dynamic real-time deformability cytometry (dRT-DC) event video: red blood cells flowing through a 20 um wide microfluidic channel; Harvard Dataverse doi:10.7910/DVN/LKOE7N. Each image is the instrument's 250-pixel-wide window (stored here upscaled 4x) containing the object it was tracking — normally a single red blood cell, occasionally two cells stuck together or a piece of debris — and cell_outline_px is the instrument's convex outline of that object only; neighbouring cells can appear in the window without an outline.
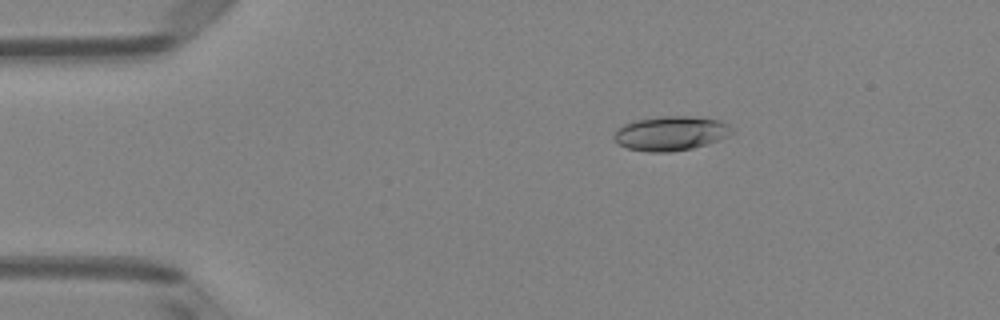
{"species": "Egyptian fruit bat (a non-hibernating species)", "species_latin": "Rousettus aegyptiacus", "temperature_condition": "room temperature", "stored_images_in_passage": 7, "camera_frame_rate_fps": 3000, "um_per_image_px": 0.085, "animal": {"sex": "female"}, "frame": {"image": 1, "passage_image": 3, "time_ms": 0.667, "image_size_px": [1000, 320], "cell_outline_px": [[736, 132], [720, 140], [708, 144], [692, 148], [672, 152], [648, 152], [628, 148], [620, 144], [612, 136], [616, 128], [624, 124], [636, 120], [660, 116], [688, 116], [720, 120], [728, 124]], "centroid_in_image_um": [57.04, 11.33], "position_along_channel_um": 28.0, "area_um2": 23.81}}
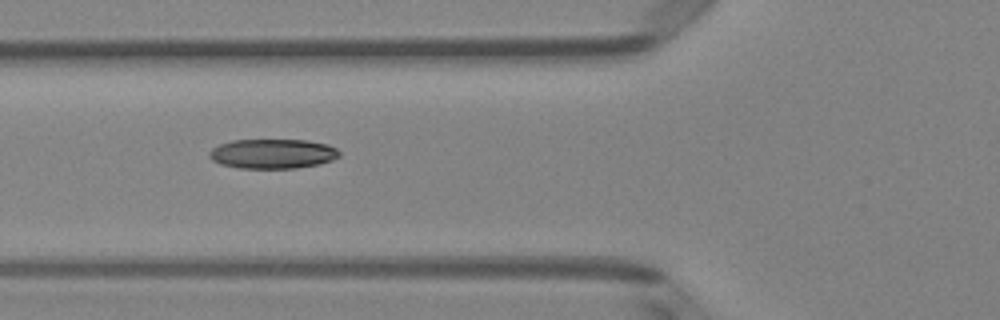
{"frame": {"image": 2, "passage_image": 6, "time_ms": 1.667, "image_size_px": [1000, 320], "cell_outline_px": [[340, 156], [332, 160], [320, 164], [296, 168], [240, 168], [220, 164], [212, 160], [208, 156], [208, 152], [212, 148], [220, 144], [232, 140], [308, 140], [328, 144], [336, 148], [340, 152]], "centroid_in_image_um": [23.18, 13.06], "position_along_channel_um": 102.6, "area_um2": 22.6}}
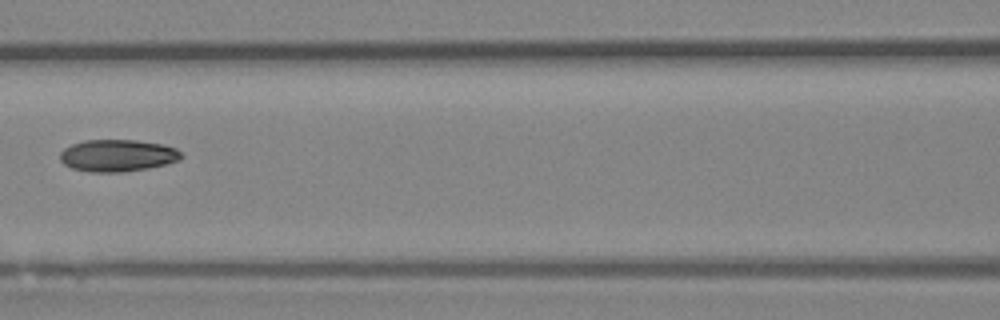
{"frame": {"image": 3, "passage_image": 7, "time_ms": 2.0, "image_size_px": [1000, 320], "cell_outline_px": [[184, 156], [180, 160], [148, 168], [120, 172], [88, 172], [72, 168], [64, 164], [60, 160], [60, 152], [64, 148], [72, 144], [84, 140], [136, 140], [164, 144], [176, 148]], "centroid_in_image_um": [9.99, 13.21], "position_along_channel_um": 156.6, "area_um2": 22.72}}